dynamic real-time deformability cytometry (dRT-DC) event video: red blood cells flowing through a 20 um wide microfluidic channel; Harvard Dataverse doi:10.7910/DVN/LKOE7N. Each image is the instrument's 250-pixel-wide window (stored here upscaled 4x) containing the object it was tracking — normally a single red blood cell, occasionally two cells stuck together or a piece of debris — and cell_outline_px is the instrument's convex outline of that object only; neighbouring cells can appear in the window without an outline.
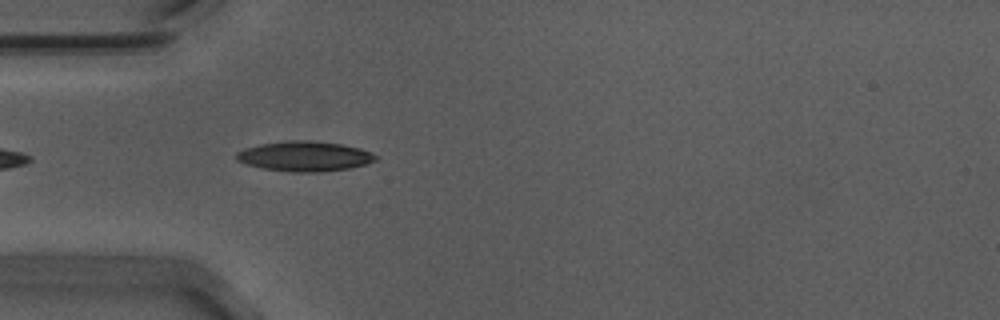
{"species": "Egyptian fruit bat (a non-hibernating species)", "species_latin": "Rousettus aegyptiacus", "temperature_condition": "warm", "stored_images_in_passage": 41, "camera_frame_rate_fps": 3000, "um_per_image_px": 0.085, "animal": {"sex": "male"}, "frame": {"image": 1, "passage_image": 4, "time_ms": 1.0, "image_size_px": [1000, 320], "cell_outline_px": [[376, 160], [364, 164], [348, 168], [320, 172], [292, 172], [264, 168], [248, 164], [236, 160], [236, 152], [244, 148], [260, 144], [288, 140], [308, 140], [344, 144], [360, 148], [372, 152], [376, 156]], "centroid_in_image_um": [25.89, 13.27], "position_along_channel_um": 59.1, "area_um2": 24.28}}
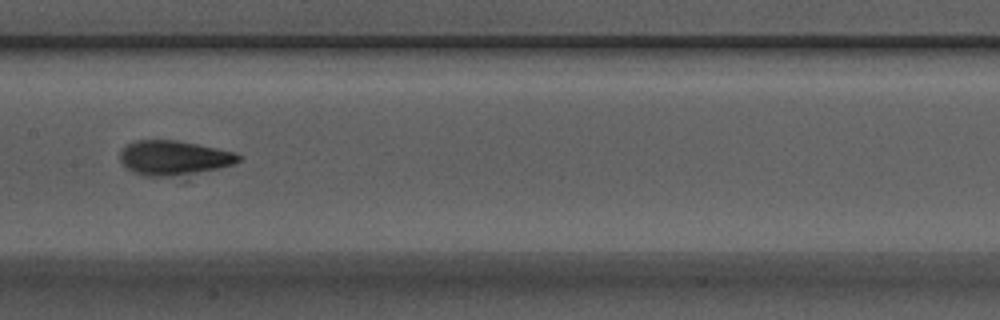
{"frame": {"image": 2, "passage_image": 15, "time_ms": 4.667, "image_size_px": [1000, 320], "cell_outline_px": [[244, 156], [240, 160], [232, 164], [216, 168], [168, 176], [148, 176], [132, 172], [120, 160], [120, 152], [128, 144], [136, 140], [176, 140], [236, 152]], "centroid_in_image_um": [14.77, 13.39], "position_along_channel_um": 192.6, "area_um2": 23.29}}
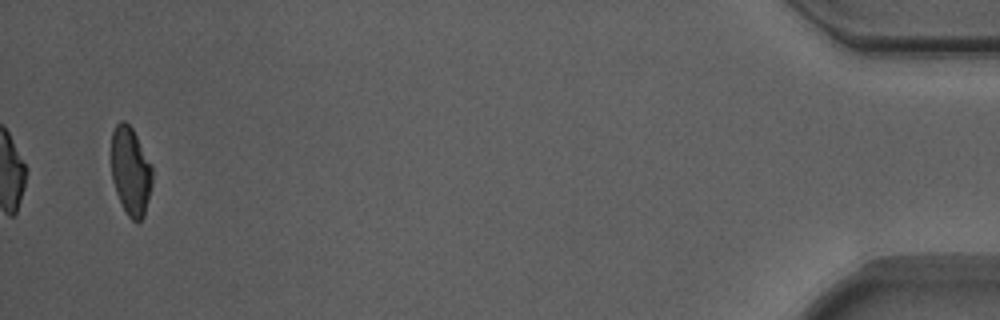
{"frame": {"image": 3, "passage_image": 41, "time_ms": 13.333, "image_size_px": [1000, 320], "cell_outline_px": [[152, 184], [144, 216], [140, 220], [132, 220], [128, 216], [116, 192], [112, 180], [112, 132], [116, 124], [120, 120], [124, 120], [132, 128], [152, 164]], "centroid_in_image_um": [11.11, 14.52], "position_along_channel_um": 424.1, "area_um2": 20.98}, "authors_computed_cell_mechanics": {"area_um2": 22.4264, "velocity_mm_per_s": 3.713, "shape_relaxation_time_tau1_ms": 4.2431, "shape_relaxation_time_tau2_ms": 1.7334, "deformation_change_tau1": 0.1637, "deformation_change_tau2": 0.0786}}